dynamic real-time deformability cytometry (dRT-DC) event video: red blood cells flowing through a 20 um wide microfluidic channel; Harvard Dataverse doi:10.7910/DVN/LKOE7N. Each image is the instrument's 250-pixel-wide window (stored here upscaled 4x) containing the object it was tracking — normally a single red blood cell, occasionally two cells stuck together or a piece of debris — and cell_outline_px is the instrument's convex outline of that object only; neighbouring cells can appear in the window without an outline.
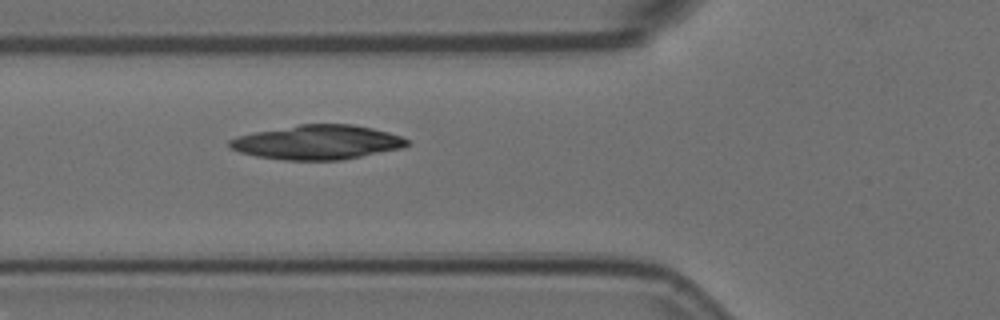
{"species": "Egyptian fruit bat (a non-hibernating species)", "species_latin": "Rousettus aegyptiacus", "temperature_condition": "room temperature", "stored_images_in_passage": 6, "camera_frame_rate_fps": 3000, "um_per_image_px": 0.085, "animal": {"sex": "female"}, "frame": {"image": 1, "passage_image": 6, "time_ms": 1.667, "image_size_px": [1000, 320], "cell_outline_px": [[412, 144], [404, 148], [340, 160], [284, 160], [256, 156], [240, 152], [232, 148], [228, 144], [228, 140], [236, 136], [256, 132], [300, 124], [352, 124], [372, 128], [388, 132], [400, 136], [408, 140]], "centroid_in_image_um": [27.01, 12.09], "position_along_channel_um": 98.8, "area_um2": 35.49}}